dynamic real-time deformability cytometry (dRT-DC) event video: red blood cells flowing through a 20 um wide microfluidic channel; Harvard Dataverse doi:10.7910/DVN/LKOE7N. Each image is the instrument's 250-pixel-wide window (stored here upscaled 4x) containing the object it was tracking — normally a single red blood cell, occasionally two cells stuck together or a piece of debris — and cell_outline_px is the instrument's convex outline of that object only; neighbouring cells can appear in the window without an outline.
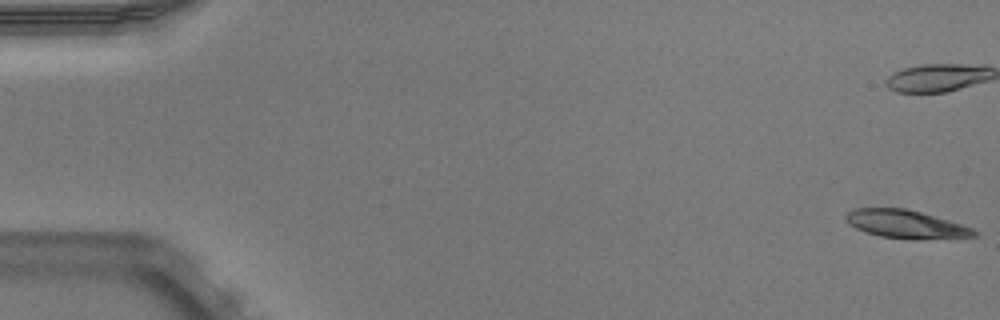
{"species": "Egyptian fruit bat (a non-hibernating species)", "species_latin": "Rousettus aegyptiacus", "temperature_condition": "warm", "stored_images_in_passage": 48, "camera_frame_rate_fps": 3000, "um_per_image_px": 0.085, "animal": {"sex": "male"}, "frame": {"image": 1, "passage_image": 1, "time_ms": 0.0, "image_size_px": [1000, 320], "cell_outline_px": [[980, 232], [976, 236], [920, 240], [908, 240], [880, 236], [856, 228], [848, 224], [844, 216], [848, 212], [856, 208], [904, 208], [920, 212], [948, 220], [972, 228]], "centroid_in_image_um": [77.01, 19.07], "position_along_channel_um": 8.0, "area_um2": 21.1}}